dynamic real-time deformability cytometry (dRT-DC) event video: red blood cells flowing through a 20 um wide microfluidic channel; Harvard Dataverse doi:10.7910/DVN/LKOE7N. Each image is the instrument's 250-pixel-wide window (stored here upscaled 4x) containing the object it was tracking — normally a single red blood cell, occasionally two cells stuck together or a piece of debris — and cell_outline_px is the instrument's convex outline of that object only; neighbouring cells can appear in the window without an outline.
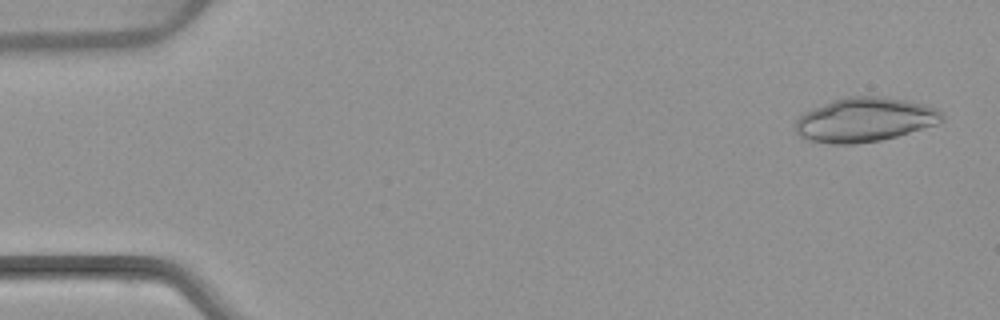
{"species": "common noctule bat (a hibernating species)", "species_latin": "Nyctalus noctula", "temperature_condition": "warm", "stored_images_in_passage": 4, "camera_frame_rate_fps": 3000, "um_per_image_px": 0.085, "animal": {"sex": "female", "body_mass_g": 22.7, "forearm_length_mm": 54.2}, "frame": {"image": 1, "passage_image": 1, "time_ms": 0.0, "image_size_px": [1000, 320], "cell_outline_px": [[944, 120], [936, 124], [896, 136], [880, 140], [856, 144], [832, 144], [804, 140], [796, 132], [796, 120], [804, 112], [832, 100], [848, 96], [876, 96], [908, 100], [924, 104], [940, 112], [944, 116]], "centroid_in_image_um": [73.46, 10.18], "position_along_channel_um": 11.5, "area_um2": 37.63}}